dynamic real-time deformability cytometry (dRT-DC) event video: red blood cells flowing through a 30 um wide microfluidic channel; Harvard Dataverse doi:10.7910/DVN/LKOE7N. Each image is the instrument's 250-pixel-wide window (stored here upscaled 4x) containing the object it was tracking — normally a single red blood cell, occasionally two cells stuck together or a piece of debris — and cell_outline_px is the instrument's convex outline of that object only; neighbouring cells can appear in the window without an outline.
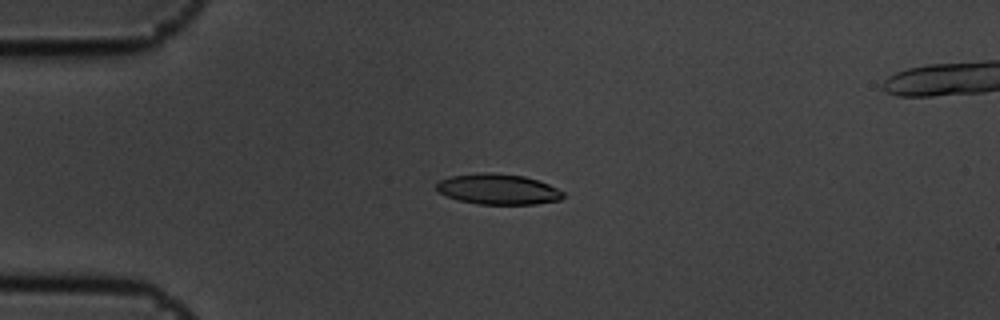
{"species": "common noctule bat (a hibernating species)", "species_latin": "Nyctalus noctula", "temperature_condition": "cold", "stored_images_in_passage": 11, "camera_frame_rate_fps": 3000, "um_per_image_px": 0.085, "animal": {"sex": "male", "body_mass_g": 19.5, "forearm_length_mm": 54.6}, "frame": {"image": 1, "passage_image": 4, "time_ms": 1.0, "image_size_px": [1000, 320], "cell_outline_px": [[564, 196], [560, 200], [536, 204], [480, 204], [460, 200], [448, 196], [440, 192], [436, 188], [436, 184], [440, 180], [448, 176], [480, 172], [492, 172], [524, 176], [548, 184], [564, 192]], "centroid_in_image_um": [42.33, 16.07], "position_along_channel_um": 42.7, "area_um2": 22.48}}
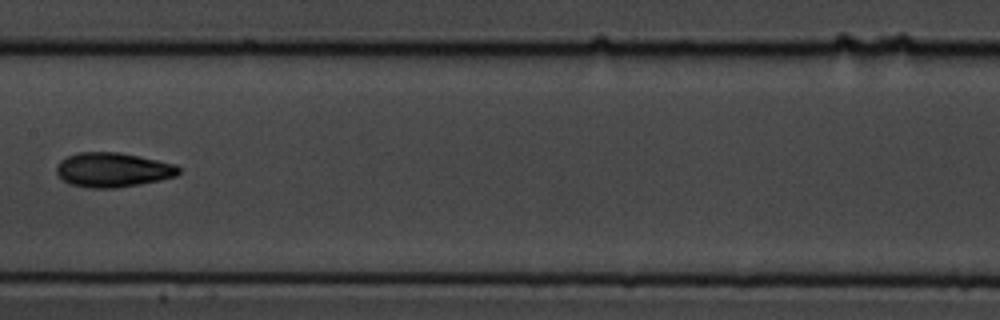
{"frame": {"image": 2, "passage_image": 8, "time_ms": 2.333, "image_size_px": [1000, 320], "cell_outline_px": [[180, 172], [176, 176], [160, 180], [140, 184], [116, 188], [88, 188], [68, 184], [56, 172], [56, 164], [60, 160], [76, 152], [120, 152], [176, 164], [180, 168]], "centroid_in_image_um": [9.58, 14.43], "position_along_channel_um": 197.8, "area_um2": 24.74}}
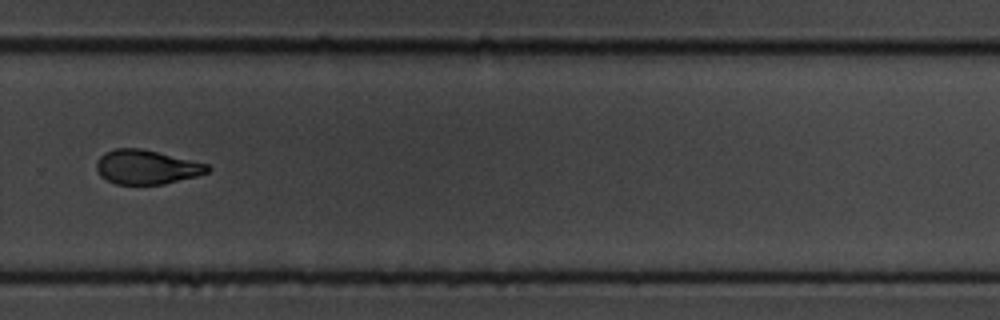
{"frame": {"image": 3, "passage_image": 11, "time_ms": 3.333, "image_size_px": [1000, 320], "cell_outline_px": [[212, 168], [208, 172], [196, 176], [164, 184], [116, 184], [100, 176], [96, 168], [96, 164], [100, 156], [104, 152], [116, 148], [140, 148], [208, 164]], "centroid_in_image_um": [12.44, 14.2], "position_along_channel_um": 317.4, "area_um2": 22.02}}